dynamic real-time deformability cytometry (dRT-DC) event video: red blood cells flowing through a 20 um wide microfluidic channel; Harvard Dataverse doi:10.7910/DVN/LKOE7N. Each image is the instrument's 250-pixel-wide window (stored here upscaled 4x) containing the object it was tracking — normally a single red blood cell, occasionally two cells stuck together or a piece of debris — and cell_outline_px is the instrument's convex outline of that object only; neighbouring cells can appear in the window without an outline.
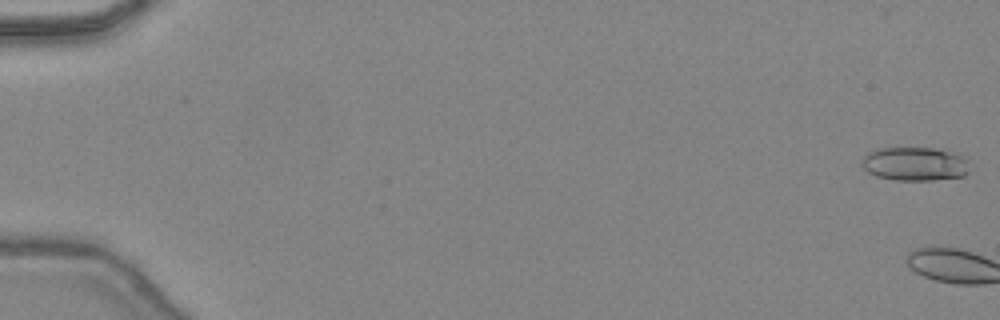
{"species": "common noctule bat (a hibernating species)", "species_latin": "Nyctalus noctula", "temperature_condition": "warm", "stored_images_in_passage": 3, "camera_frame_rate_fps": 3000, "um_per_image_px": 0.085, "animal": {"sex": "female", "body_mass_g": 24.6, "forearm_length_mm": 56.2}, "frame": {"image": 1, "passage_image": 1, "time_ms": 0.0, "image_size_px": [1000, 320], "cell_outline_px": [[968, 172], [964, 176], [932, 180], [892, 180], [876, 176], [868, 172], [860, 164], [864, 156], [868, 152], [880, 148], [936, 148], [964, 156]], "centroid_in_image_um": [77.72, 13.93], "position_along_channel_um": 7.3, "area_um2": 21.1}}